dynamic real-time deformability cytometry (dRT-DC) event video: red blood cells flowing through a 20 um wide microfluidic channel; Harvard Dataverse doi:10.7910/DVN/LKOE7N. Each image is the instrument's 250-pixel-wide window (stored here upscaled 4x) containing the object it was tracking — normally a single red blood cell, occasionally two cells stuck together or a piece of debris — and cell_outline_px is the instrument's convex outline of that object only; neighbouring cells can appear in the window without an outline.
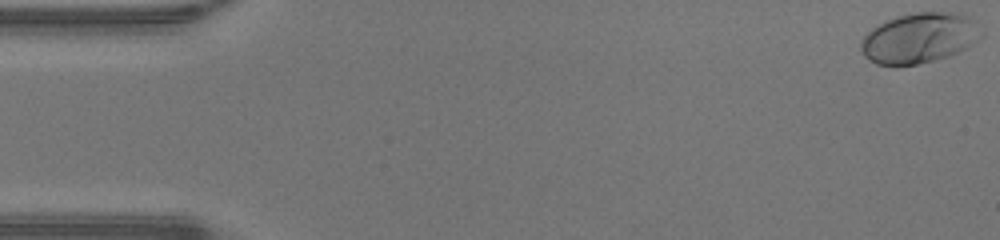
{"species": "human", "species_latin": "Homo sapiens", "temperature_condition": "warm", "stored_images_in_passage": 48, "camera_frame_rate_fps": 3000, "um_per_image_px": 0.085, "donor": {"sex": "male"}, "frame": {"image": 1, "passage_image": 1, "time_ms": 0.0, "image_size_px": [1000, 240], "cell_outline_px": [[984, 36], [968, 48], [948, 56], [916, 64], [876, 64], [864, 56], [860, 48], [860, 40], [872, 28], [888, 20], [900, 16], [916, 12], [956, 12], [964, 16], [984, 32]], "centroid_in_image_um": [78.15, 3.23], "position_along_channel_um": 6.9, "area_um2": 34.8}}
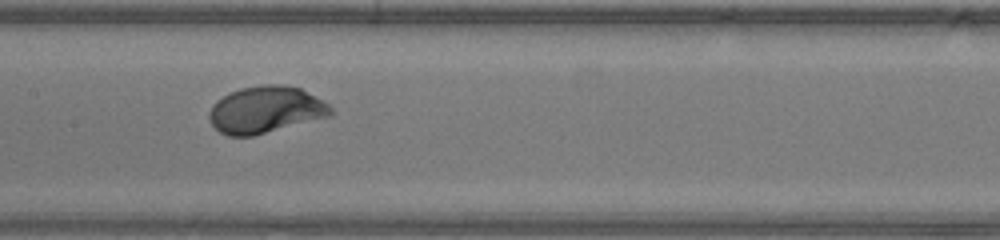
{"frame": {"image": 2, "passage_image": 24, "time_ms": 7.667, "image_size_px": [1000, 240], "cell_outline_px": [[336, 112], [332, 116], [252, 136], [228, 136], [220, 132], [212, 124], [208, 116], [208, 112], [212, 104], [216, 100], [228, 92], [240, 88], [264, 84], [284, 84], [300, 88], [328, 104]], "centroid_in_image_um": [22.57, 9.32], "position_along_channel_um": 184.8, "area_um2": 33.47}}
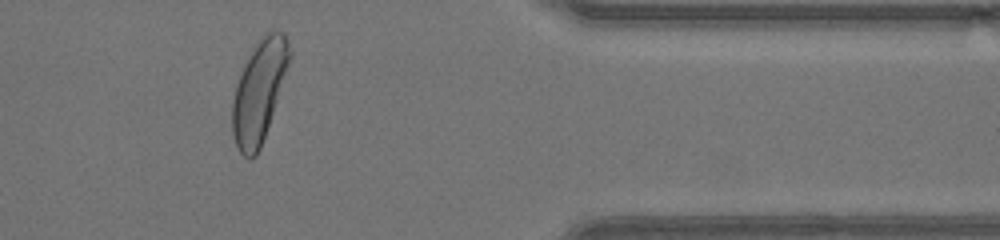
{"frame": {"image": 3, "passage_image": 40, "time_ms": 13.0, "image_size_px": [1000, 240], "cell_outline_px": [[292, 56], [260, 148], [256, 156], [248, 160], [240, 152], [236, 144], [232, 132], [232, 100], [236, 84], [244, 64], [248, 56], [260, 36], [264, 32], [284, 32], [292, 48]], "centroid_in_image_um": [22.03, 7.72], "position_along_channel_um": 389.4, "area_um2": 33.81}, "authors_computed_cell_mechanics": {"area_um2": 32.8015, "velocity_mm_per_s": 4.2952, "shape_relaxation_time_tau1_ms": 1.8709, "shape_relaxation_time_tau2_ms": null, "deformation_change_tau1": 0.1695, "deformation_change_tau2": null}}